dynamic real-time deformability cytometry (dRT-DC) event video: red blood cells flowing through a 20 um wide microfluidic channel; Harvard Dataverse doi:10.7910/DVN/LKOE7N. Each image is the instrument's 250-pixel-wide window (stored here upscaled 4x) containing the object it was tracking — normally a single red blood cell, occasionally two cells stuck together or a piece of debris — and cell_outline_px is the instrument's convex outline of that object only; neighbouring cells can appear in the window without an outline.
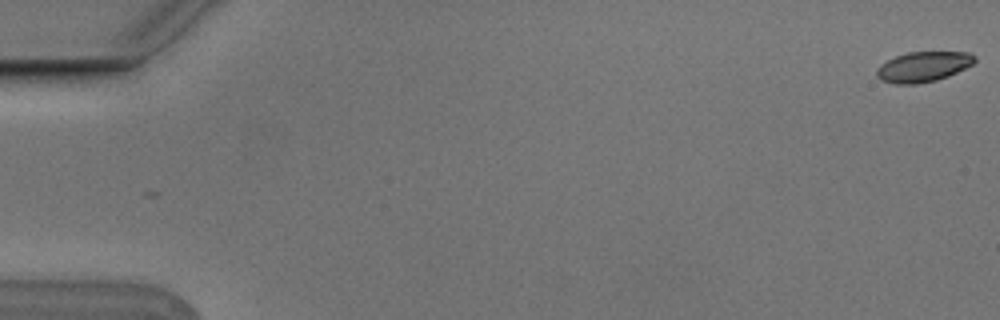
{"species": "Egyptian fruit bat (a non-hibernating species)", "species_latin": "Rousettus aegyptiacus", "temperature_condition": "cold", "stored_images_in_passage": 8, "camera_frame_rate_fps": 3000, "um_per_image_px": 0.085, "animal": {"sex": "male"}, "frame": {"image": 1, "passage_image": 1, "time_ms": 0.0, "image_size_px": [1000, 320], "cell_outline_px": [[976, 60], [972, 64], [948, 76], [936, 80], [916, 84], [896, 84], [880, 80], [876, 76], [876, 68], [880, 64], [896, 56], [908, 52], [968, 52], [976, 56]], "centroid_in_image_um": [78.44, 5.67], "position_along_channel_um": 6.6, "area_um2": 17.22}}
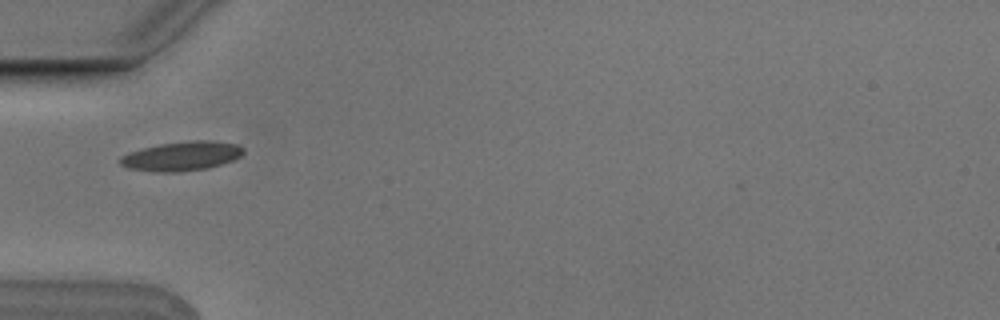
{"frame": {"image": 2, "passage_image": 6, "time_ms": 1.667, "image_size_px": [1000, 320], "cell_outline_px": [[244, 152], [240, 156], [232, 160], [208, 168], [180, 172], [152, 172], [128, 168], [120, 164], [116, 160], [120, 156], [128, 152], [160, 144], [188, 140], [212, 140], [236, 144], [244, 148]], "centroid_in_image_um": [15.4, 13.27], "position_along_channel_um": 69.6, "area_um2": 21.21}}
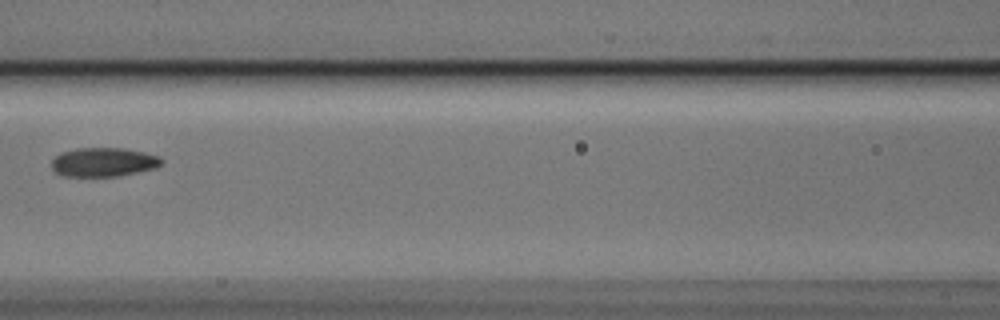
{"frame": {"image": 3, "passage_image": 8, "time_ms": 2.333, "image_size_px": [1000, 320], "cell_outline_px": [[164, 160], [156, 168], [116, 176], [64, 176], [56, 172], [52, 168], [52, 160], [60, 152], [76, 148], [124, 148], [144, 152], [160, 156]], "centroid_in_image_um": [8.8, 13.77], "position_along_channel_um": 157.8, "area_um2": 18.55}}